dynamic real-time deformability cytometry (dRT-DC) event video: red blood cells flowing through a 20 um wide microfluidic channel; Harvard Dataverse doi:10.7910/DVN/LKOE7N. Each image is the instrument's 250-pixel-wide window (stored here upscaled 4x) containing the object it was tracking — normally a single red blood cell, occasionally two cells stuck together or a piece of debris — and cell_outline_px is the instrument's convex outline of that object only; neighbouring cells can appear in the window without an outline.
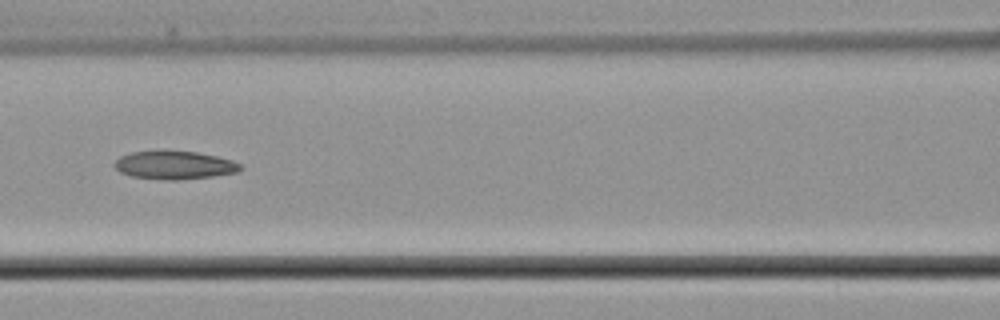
{"species": "common noctule bat (a hibernating species)", "species_latin": "Nyctalus noctula", "temperature_condition": "cold", "stored_images_in_passage": 7, "camera_frame_rate_fps": 3000, "um_per_image_px": 0.085, "animal": {"sex": "male", "body_mass_g": 21.5, "forearm_length_mm": 52.0}, "frame": {"image": 1, "passage_image": 7, "time_ms": 7.333, "image_size_px": [1000, 320], "cell_outline_px": [[244, 168], [236, 172], [212, 176], [176, 180], [168, 180], [132, 176], [120, 172], [112, 164], [120, 156], [132, 152], [196, 152], [216, 156], [232, 160], [240, 164]], "centroid_in_image_um": [14.83, 14.05], "position_along_channel_um": 151.8, "area_um2": 20.23}}